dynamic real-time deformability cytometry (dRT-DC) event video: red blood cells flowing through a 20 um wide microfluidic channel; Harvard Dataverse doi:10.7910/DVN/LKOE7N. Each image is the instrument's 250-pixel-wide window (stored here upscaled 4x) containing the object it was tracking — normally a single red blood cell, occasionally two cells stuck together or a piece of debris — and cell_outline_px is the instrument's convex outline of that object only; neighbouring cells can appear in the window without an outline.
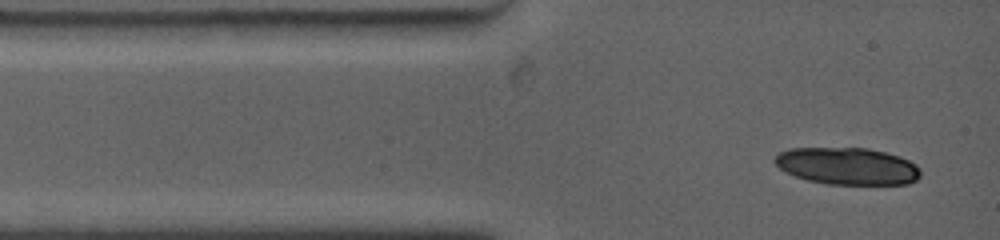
{"species": "common noctule bat (a hibernating species)", "species_latin": "Nyctalus noctula", "temperature_condition": "warm", "stored_images_in_passage": 7, "camera_frame_rate_fps": 4500, "um_per_image_px": 0.085, "animal": {"sex": "female", "body_mass_g": 19.0, "forearm_length_mm": 53.3}, "frame": {"image": 1, "passage_image": 1, "time_ms": 0.0, "image_size_px": [1000, 240], "cell_outline_px": [[920, 176], [916, 180], [908, 184], [828, 184], [808, 180], [784, 172], [772, 160], [780, 152], [788, 148], [868, 148], [900, 156], [916, 164], [920, 168]], "centroid_in_image_um": [72.03, 14.11], "position_along_channel_um": 13.0, "area_um2": 31.56}}